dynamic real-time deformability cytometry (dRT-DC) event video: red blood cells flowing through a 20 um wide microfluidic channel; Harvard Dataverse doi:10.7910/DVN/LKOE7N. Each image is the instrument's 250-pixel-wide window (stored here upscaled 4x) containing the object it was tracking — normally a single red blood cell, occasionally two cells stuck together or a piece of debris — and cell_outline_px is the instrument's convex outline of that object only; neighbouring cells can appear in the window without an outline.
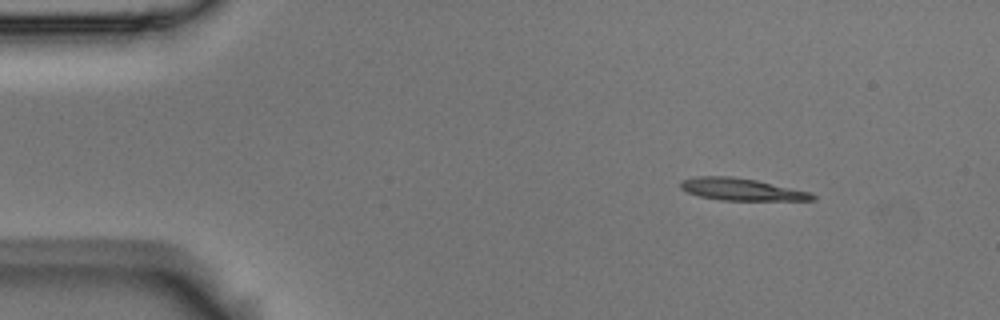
{"species": "Egyptian fruit bat (a non-hibernating species)", "species_latin": "Rousettus aegyptiacus", "temperature_condition": "room temperature", "stored_images_in_passage": 8, "camera_frame_rate_fps": 3000, "um_per_image_px": 0.085, "animal": {"sex": "male"}, "frame": {"image": 1, "passage_image": 1, "time_ms": 0.0, "image_size_px": [1000, 320], "cell_outline_px": [[816, 200], [720, 200], [700, 196], [688, 192], [680, 188], [680, 180], [696, 176], [732, 176], [756, 180], [812, 192], [816, 196]], "centroid_in_image_um": [63.03, 16.09], "position_along_channel_um": 22.0, "area_um2": 17.05}}
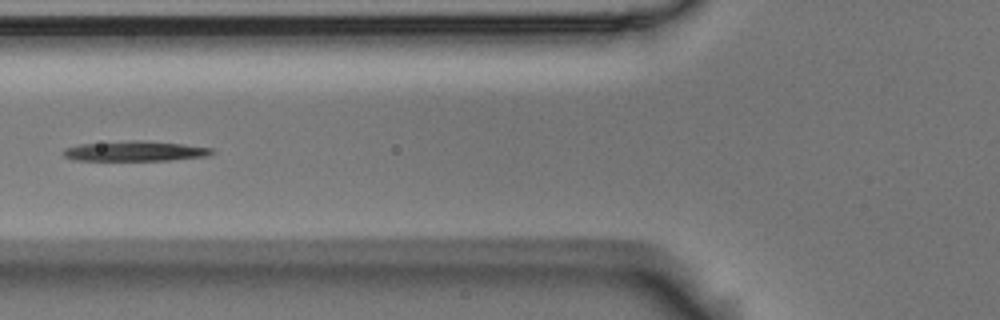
{"frame": {"image": 2, "passage_image": 5, "time_ms": 1.333, "image_size_px": [1000, 320], "cell_outline_px": [[216, 152], [208, 156], [172, 160], [76, 160], [64, 156], [60, 152], [64, 148], [80, 144], [132, 140], [140, 140], [184, 144], [212, 148]], "centroid_in_image_um": [11.49, 12.84], "position_along_channel_um": 114.3, "area_um2": 17.46}}
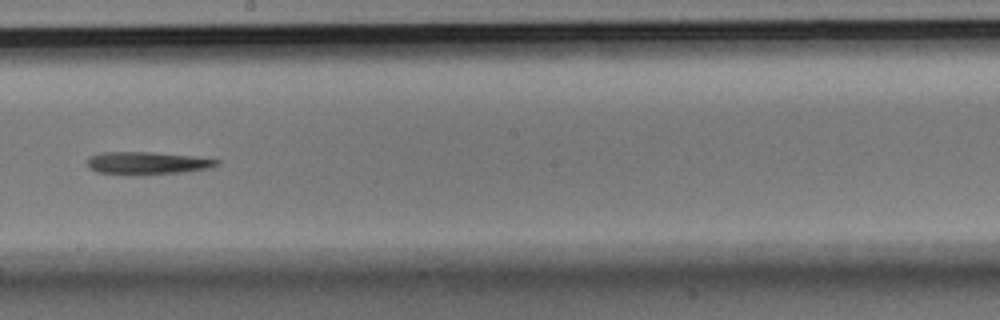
{"frame": {"image": 3, "passage_image": 8, "time_ms": 2.333, "image_size_px": [1000, 320], "cell_outline_px": [[220, 164], [212, 168], [180, 172], [140, 176], [128, 176], [96, 172], [88, 168], [88, 160], [92, 156], [100, 152], [152, 152], [192, 156], [220, 160]], "centroid_in_image_um": [12.5, 13.89], "position_along_channel_um": 235.7, "area_um2": 17.46}}